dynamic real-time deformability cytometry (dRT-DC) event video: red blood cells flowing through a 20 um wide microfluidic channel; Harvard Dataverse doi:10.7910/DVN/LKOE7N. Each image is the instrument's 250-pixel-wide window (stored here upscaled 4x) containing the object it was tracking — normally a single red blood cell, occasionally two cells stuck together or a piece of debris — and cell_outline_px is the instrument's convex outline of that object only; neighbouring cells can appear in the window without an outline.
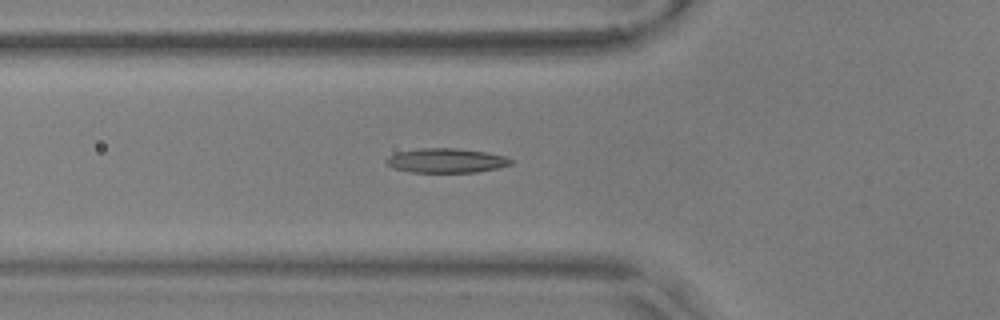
{"species": "common noctule bat (a hibernating species)", "species_latin": "Nyctalus noctula", "temperature_condition": "warm", "stored_images_in_passage": 50, "camera_frame_rate_fps": 3000, "um_per_image_px": 0.085, "animal": {"sex": "male", "body_mass_g": 17.9, "forearm_length_mm": 54.2}, "frame": {"image": 1, "passage_image": 13, "time_ms": 4.0, "image_size_px": [1000, 320], "cell_outline_px": [[512, 164], [496, 168], [476, 172], [412, 172], [392, 168], [384, 160], [388, 156], [400, 152], [420, 148], [456, 148], [488, 152], [504, 156], [512, 160]], "centroid_in_image_um": [37.92, 13.64], "position_along_channel_um": 87.9, "area_um2": 17.63}}
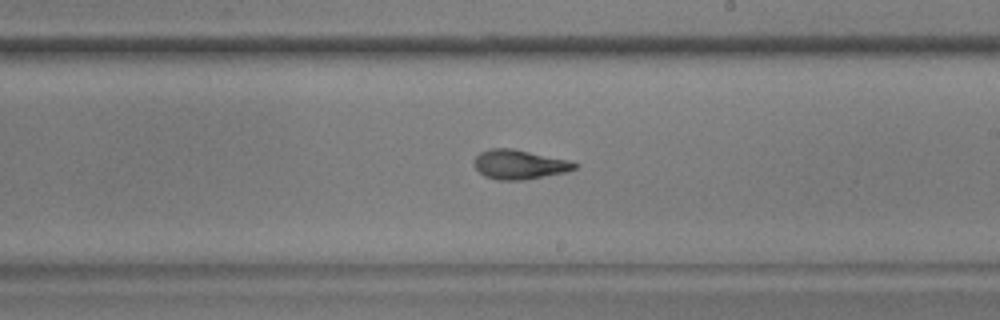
{"frame": {"image": 2, "passage_image": 26, "time_ms": 8.333, "image_size_px": [1000, 320], "cell_outline_px": [[580, 164], [576, 168], [568, 172], [524, 180], [496, 180], [484, 176], [472, 164], [476, 156], [480, 152], [488, 148], [512, 148], [568, 160]], "centroid_in_image_um": [44.14, 13.98], "position_along_channel_um": 244.9, "area_um2": 17.4}}
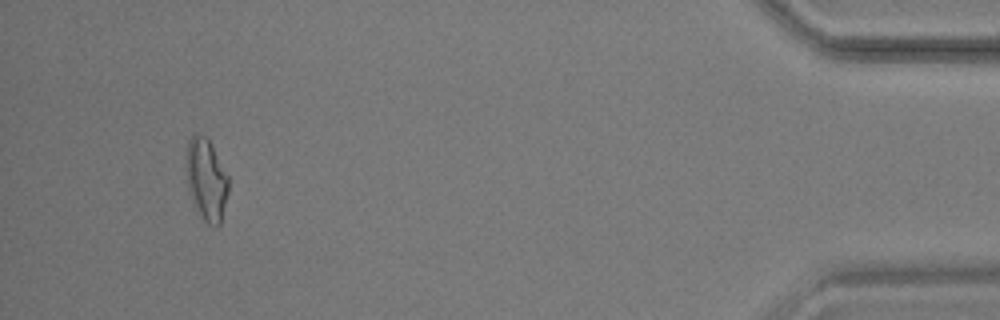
{"frame": {"image": 3, "passage_image": 46, "time_ms": 15.0, "image_size_px": [1000, 320], "cell_outline_px": [[228, 192], [220, 224], [216, 228], [208, 224], [200, 216], [196, 208], [188, 188], [188, 140], [192, 132], [200, 132], [208, 136], [228, 176]], "centroid_in_image_um": [17.57, 15.22], "position_along_channel_um": 417.6, "area_um2": 20.06}, "authors_computed_cell_mechanics": {"area_um2": 17.3978, "velocity_mm_per_s": 3.6069, "shape_relaxation_time_tau1_ms": 5.1911, "shape_relaxation_time_tau2_ms": 1.8287, "deformation_change_tau1": 0.1821, "deformation_change_tau2": 0.0908}}